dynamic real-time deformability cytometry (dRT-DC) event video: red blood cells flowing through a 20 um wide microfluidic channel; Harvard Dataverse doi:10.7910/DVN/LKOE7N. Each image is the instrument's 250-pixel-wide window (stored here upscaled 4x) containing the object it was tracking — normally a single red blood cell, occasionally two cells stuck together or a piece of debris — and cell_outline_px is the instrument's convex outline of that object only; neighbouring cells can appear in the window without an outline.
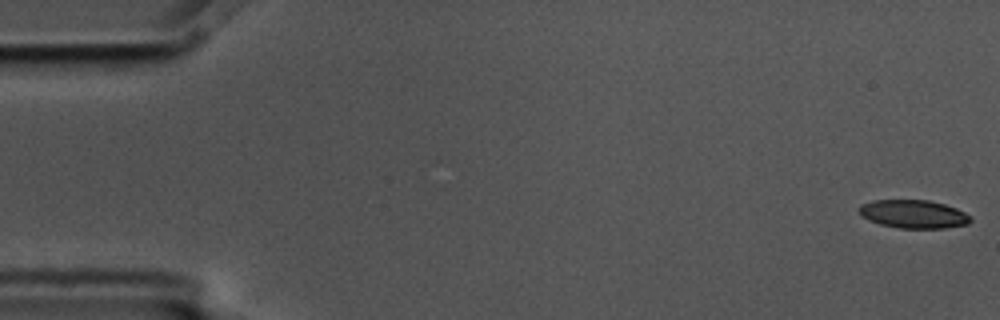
{"species": "common noctule bat (a hibernating species)", "species_latin": "Nyctalus noctula", "temperature_condition": "cold", "stored_images_in_passage": 6, "camera_frame_rate_fps": 3000, "um_per_image_px": 0.085, "animal": {"sex": "male", "body_mass_g": 17.5, "forearm_length_mm": 52.3}, "frame": {"image": 1, "passage_image": 1, "time_ms": 0.0, "image_size_px": [1000, 320], "cell_outline_px": [[972, 220], [968, 224], [944, 228], [900, 228], [880, 224], [860, 216], [860, 204], [872, 200], [928, 200], [944, 204], [956, 208], [972, 216]], "centroid_in_image_um": [77.66, 18.19], "position_along_channel_um": 7.3, "area_um2": 18.38}}
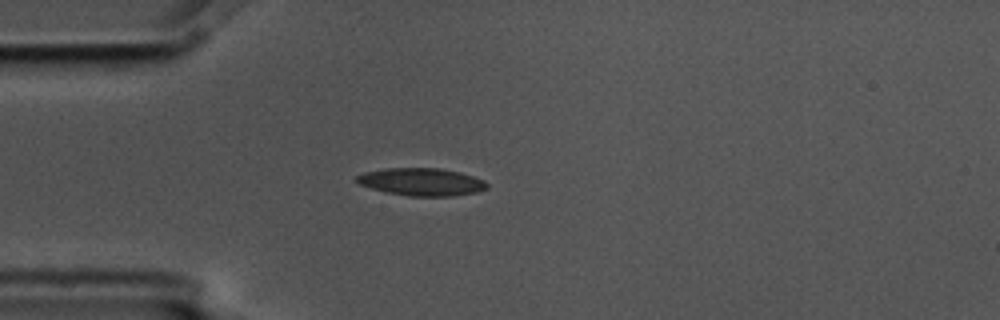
{"frame": {"image": 2, "passage_image": 5, "time_ms": 1.333, "image_size_px": [1000, 320], "cell_outline_px": [[488, 188], [476, 192], [452, 196], [408, 196], [388, 192], [372, 188], [360, 184], [356, 180], [356, 176], [364, 172], [384, 168], [440, 168], [460, 172], [484, 180], [488, 184]], "centroid_in_image_um": [35.85, 15.45], "position_along_channel_um": 49.2, "area_um2": 20.87}}